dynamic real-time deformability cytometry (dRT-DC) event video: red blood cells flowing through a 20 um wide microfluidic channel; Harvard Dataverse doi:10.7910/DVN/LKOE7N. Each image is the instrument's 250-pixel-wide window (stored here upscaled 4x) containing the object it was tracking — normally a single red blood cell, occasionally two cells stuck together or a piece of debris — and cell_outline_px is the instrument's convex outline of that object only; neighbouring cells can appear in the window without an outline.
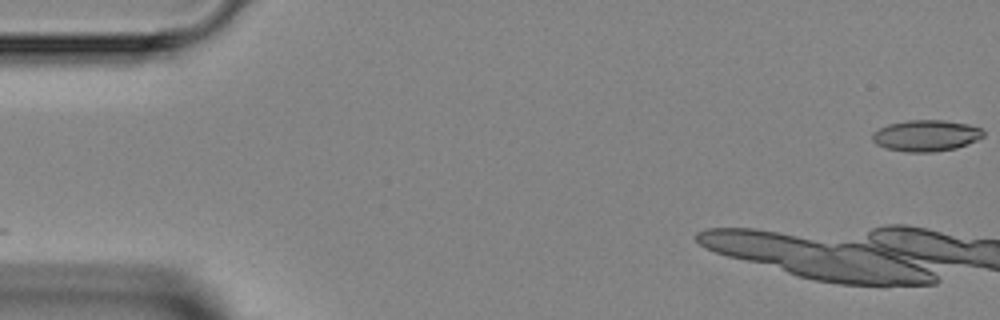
{"species": "Egyptian fruit bat (a non-hibernating species)", "species_latin": "Rousettus aegyptiacus", "temperature_condition": "room temperature", "stored_images_in_passage": 2, "camera_frame_rate_fps": 3000, "um_per_image_px": 0.085, "animal": {"sex": "female"}, "frame": {"image": 1, "passage_image": 2, "time_ms": 1.0, "image_size_px": [1000, 320], "cell_outline_px": [[984, 136], [968, 144], [956, 148], [932, 152], [908, 152], [884, 148], [876, 144], [872, 140], [872, 132], [888, 124], [908, 120], [944, 120], [968, 124], [980, 128], [984, 132]], "centroid_in_image_um": [78.7, 11.53], "position_along_channel_um": 6.3, "area_um2": 20.29}}